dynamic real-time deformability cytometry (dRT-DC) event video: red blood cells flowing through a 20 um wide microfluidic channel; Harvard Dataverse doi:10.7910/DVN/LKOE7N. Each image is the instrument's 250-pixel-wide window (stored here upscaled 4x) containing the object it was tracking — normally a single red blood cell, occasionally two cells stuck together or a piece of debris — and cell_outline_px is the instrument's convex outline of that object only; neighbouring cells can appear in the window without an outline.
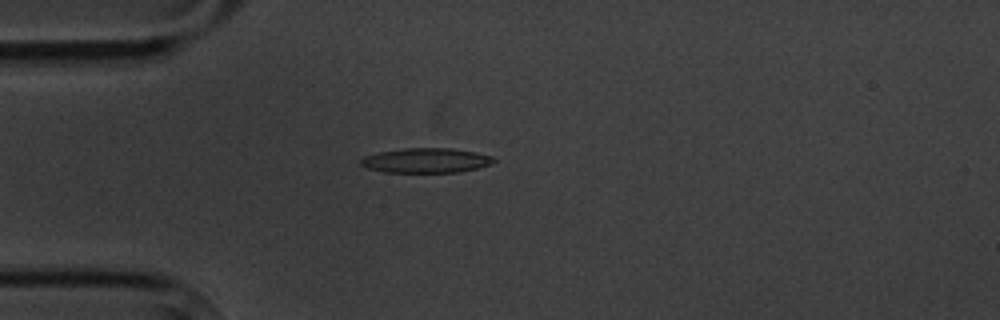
{"species": "common noctule bat (a hibernating species)", "species_latin": "Nyctalus noctula", "temperature_condition": "cold", "stored_images_in_passage": 4, "camera_frame_rate_fps": 3000, "um_per_image_px": 0.085, "animal": {"sex": "male", "body_mass_g": 20.1, "forearm_length_mm": 53.5}, "frame": {"image": 1, "passage_image": 4, "time_ms": 3.333, "image_size_px": [1000, 320], "cell_outline_px": [[496, 160], [492, 164], [460, 172], [384, 172], [364, 168], [360, 164], [360, 160], [364, 156], [380, 152], [404, 148], [452, 148], [476, 152], [492, 156]], "centroid_in_image_um": [36.2, 13.64], "position_along_channel_um": 48.8, "area_um2": 19.25}}